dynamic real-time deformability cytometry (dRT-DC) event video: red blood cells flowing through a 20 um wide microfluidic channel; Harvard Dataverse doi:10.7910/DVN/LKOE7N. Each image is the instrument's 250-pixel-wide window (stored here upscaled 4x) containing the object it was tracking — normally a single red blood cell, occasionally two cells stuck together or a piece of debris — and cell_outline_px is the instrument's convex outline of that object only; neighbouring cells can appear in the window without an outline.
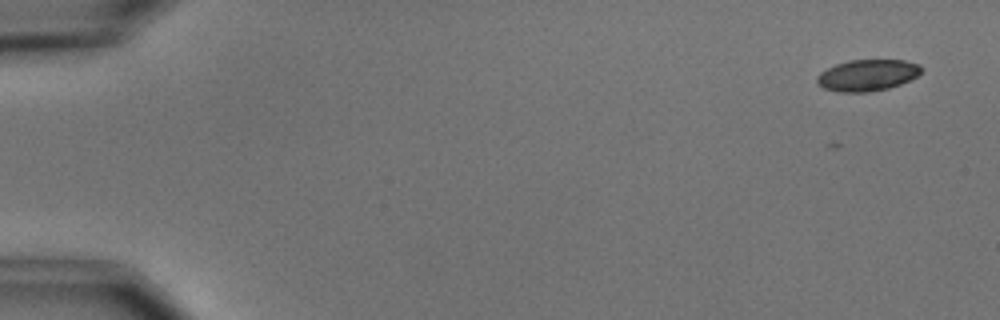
{"species": "common noctule bat (a hibernating species)", "species_latin": "Nyctalus noctula", "temperature_condition": "cold", "stored_images_in_passage": 2, "camera_frame_rate_fps": 3000, "um_per_image_px": 0.085, "animal": {"sex": "male", "body_mass_g": 15.6}, "frame": {"image": 1, "passage_image": 2, "time_ms": 0.333, "image_size_px": [1000, 320], "cell_outline_px": [[924, 68], [916, 76], [900, 84], [888, 88], [868, 92], [836, 92], [824, 88], [816, 84], [816, 76], [820, 72], [836, 64], [848, 60], [904, 60], [920, 64]], "centroid_in_image_um": [73.7, 6.39], "position_along_channel_um": 11.3, "area_um2": 19.19}}